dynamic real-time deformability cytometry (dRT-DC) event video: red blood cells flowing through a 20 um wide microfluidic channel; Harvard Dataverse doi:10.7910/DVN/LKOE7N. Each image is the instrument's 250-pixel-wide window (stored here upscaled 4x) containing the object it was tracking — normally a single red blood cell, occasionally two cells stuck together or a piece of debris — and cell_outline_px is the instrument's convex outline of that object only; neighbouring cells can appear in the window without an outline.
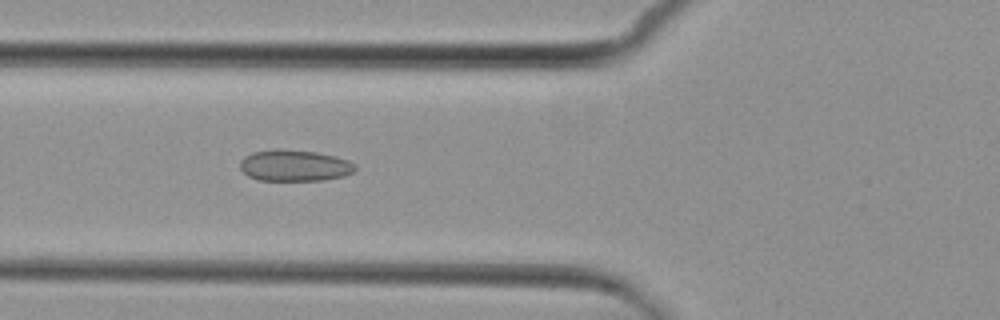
{"species": "common noctule bat (a hibernating species)", "species_latin": "Nyctalus noctula", "temperature_condition": "cold", "stored_images_in_passage": 5, "camera_frame_rate_fps": 3000, "um_per_image_px": 0.085, "animal": {"sex": "female", "body_mass_g": 29.2, "forearm_length_mm": 56.3}, "frame": {"image": 1, "passage_image": 3, "time_ms": 3.0, "image_size_px": [1000, 320], "cell_outline_px": [[356, 168], [352, 172], [344, 176], [324, 180], [260, 180], [248, 176], [240, 168], [240, 160], [244, 156], [252, 152], [316, 152], [348, 160], [356, 164]], "centroid_in_image_um": [25.06, 14.12], "position_along_channel_um": 100.7, "area_um2": 20.11}}
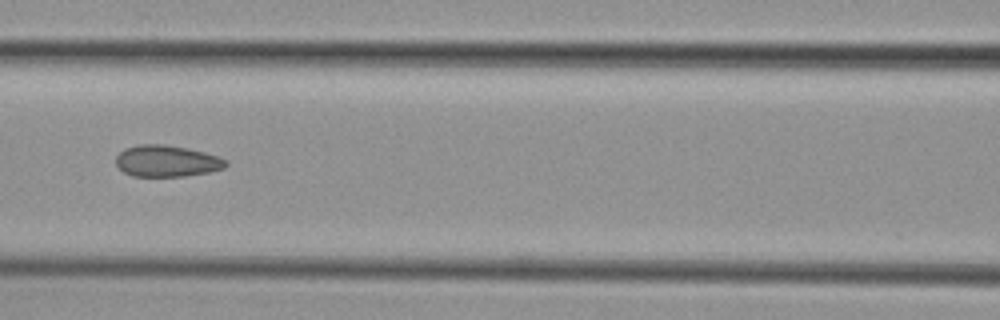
{"frame": {"image": 2, "passage_image": 4, "time_ms": 4.333, "image_size_px": [1000, 320], "cell_outline_px": [[228, 164], [224, 168], [208, 172], [184, 176], [132, 176], [124, 172], [116, 164], [116, 156], [124, 148], [136, 144], [164, 144], [188, 148], [204, 152], [228, 160]], "centroid_in_image_um": [14.16, 13.68], "position_along_channel_um": 152.4, "area_um2": 20.23}}
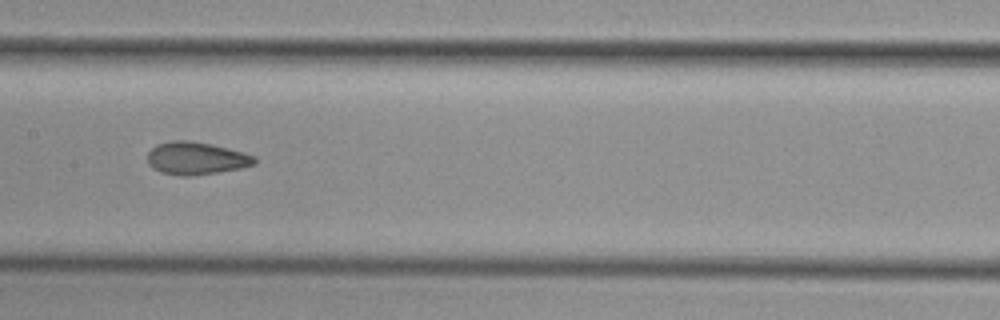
{"frame": {"image": 3, "passage_image": 5, "time_ms": 5.333, "image_size_px": [1000, 320], "cell_outline_px": [[256, 164], [244, 168], [188, 176], [180, 176], [160, 172], [152, 168], [148, 164], [148, 152], [156, 144], [172, 140], [188, 140], [212, 144], [228, 148], [256, 156]], "centroid_in_image_um": [16.67, 13.45], "position_along_channel_um": 190.7, "area_um2": 20.52}}